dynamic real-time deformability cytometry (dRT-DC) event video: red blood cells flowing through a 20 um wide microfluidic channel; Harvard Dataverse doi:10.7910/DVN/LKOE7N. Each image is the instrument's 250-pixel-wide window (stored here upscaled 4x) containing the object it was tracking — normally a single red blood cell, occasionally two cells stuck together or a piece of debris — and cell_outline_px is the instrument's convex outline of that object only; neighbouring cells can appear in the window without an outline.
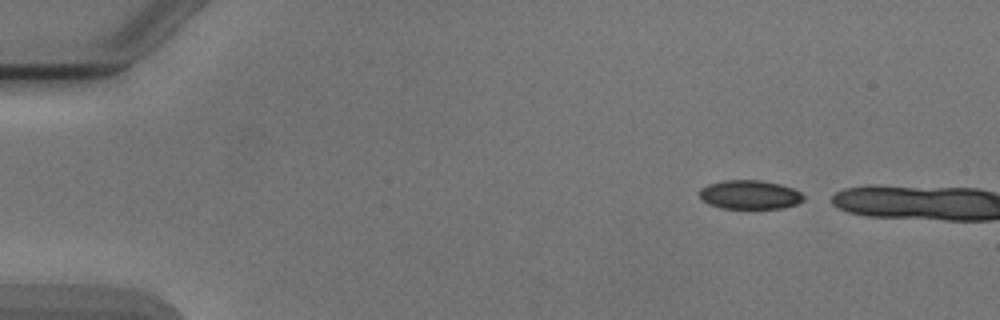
{"species": "Egyptian fruit bat (a non-hibernating species)", "species_latin": "Rousettus aegyptiacus", "temperature_condition": "cold", "stored_images_in_passage": 2, "camera_frame_rate_fps": 3000, "um_per_image_px": 0.085, "animal": {"sex": "male"}, "frame": {"image": 1, "passage_image": 1, "time_ms": 0.0, "image_size_px": [1000, 320], "cell_outline_px": [[804, 200], [796, 204], [784, 208], [720, 208], [708, 204], [700, 200], [696, 192], [700, 188], [708, 184], [724, 180], [760, 180], [780, 184], [792, 188], [800, 192], [804, 196]], "centroid_in_image_um": [63.66, 16.55], "position_along_channel_um": 21.3, "area_um2": 17.8}}